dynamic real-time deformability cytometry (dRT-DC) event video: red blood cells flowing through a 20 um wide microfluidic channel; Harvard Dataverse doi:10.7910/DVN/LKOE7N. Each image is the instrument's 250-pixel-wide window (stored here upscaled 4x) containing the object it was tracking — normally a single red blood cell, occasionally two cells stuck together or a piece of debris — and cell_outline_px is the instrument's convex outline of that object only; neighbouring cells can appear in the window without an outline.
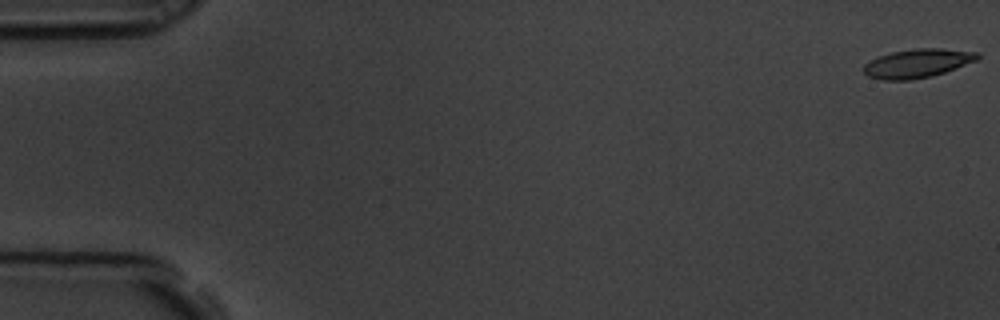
{"species": "common noctule bat (a hibernating species)", "species_latin": "Nyctalus noctula", "temperature_condition": "room temperature", "stored_images_in_passage": 60, "camera_frame_rate_fps": 3000, "um_per_image_px": 0.085, "animal": {"sex": "male", "body_mass_g": 19.5, "forearm_length_mm": 54.6}, "frame": {"image": 1, "passage_image": 1, "time_ms": 0.0, "image_size_px": [1000, 320], "cell_outline_px": [[980, 56], [976, 60], [956, 68], [932, 76], [908, 80], [884, 80], [868, 76], [864, 72], [864, 64], [868, 60], [892, 52], [916, 48], [940, 48], [980, 52]], "centroid_in_image_um": [77.98, 5.37], "position_along_channel_um": 7.0, "area_um2": 19.02}}
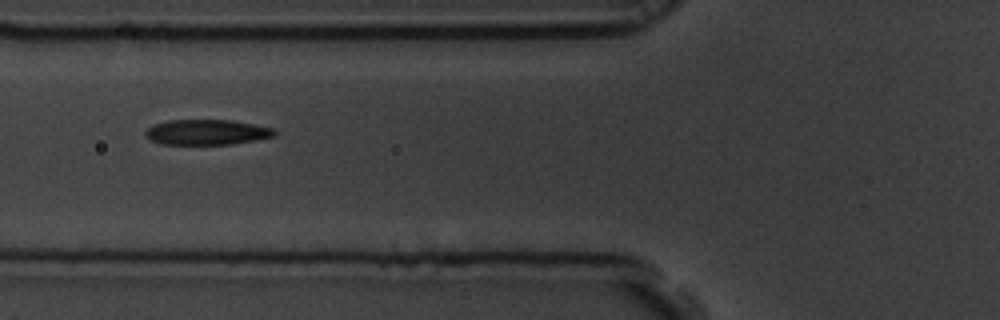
{"frame": {"image": 2, "passage_image": 23, "time_ms": 7.333, "image_size_px": [1000, 320], "cell_outline_px": [[276, 136], [256, 140], [232, 144], [160, 144], [148, 140], [144, 136], [144, 132], [152, 124], [168, 120], [232, 120], [272, 128], [276, 132]], "centroid_in_image_um": [17.52, 11.24], "position_along_channel_um": 108.3, "area_um2": 19.19}}
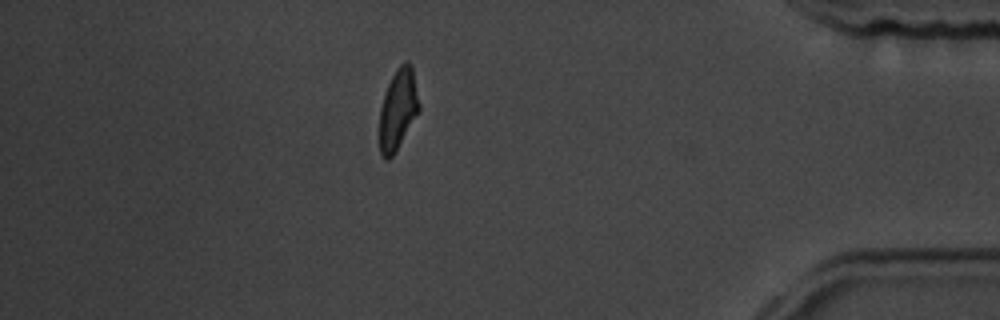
{"frame": {"image": 3, "passage_image": 52, "time_ms": 17.0, "image_size_px": [1000, 320], "cell_outline_px": [[420, 112], [396, 152], [388, 160], [384, 160], [380, 152], [380, 108], [388, 84], [396, 68], [404, 60], [408, 60], [412, 64], [420, 104]], "centroid_in_image_um": [33.86, 9.29], "position_along_channel_um": 401.3, "area_um2": 19.02}, "authors_computed_cell_mechanics": {"area_um2": 19.3341, "velocity_mm_per_s": 3.4494, "shape_relaxation_time_tau1_ms": 4.9561, "shape_relaxation_time_tau2_ms": 2.1027, "deformation_change_tau1": 0.1641, "deformation_change_tau2": 0.0922}}